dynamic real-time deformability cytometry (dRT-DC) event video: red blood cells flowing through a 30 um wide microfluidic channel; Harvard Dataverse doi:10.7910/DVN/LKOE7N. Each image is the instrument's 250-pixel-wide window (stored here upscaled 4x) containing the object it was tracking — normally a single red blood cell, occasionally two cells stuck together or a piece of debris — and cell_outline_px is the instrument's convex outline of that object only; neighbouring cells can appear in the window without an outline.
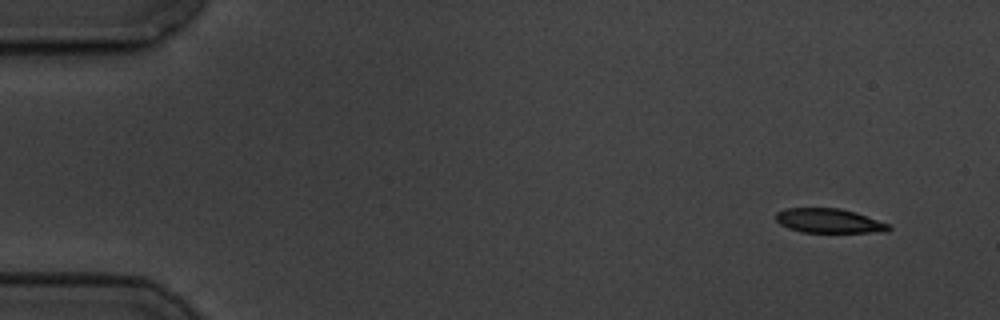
{"species": "common noctule bat (a hibernating species)", "species_latin": "Nyctalus noctula", "temperature_condition": "cold", "stored_images_in_passage": 5, "segment_of_instrument_passage": [2, 2], "camera_frame_rate_fps": 3000, "um_per_image_px": 0.085, "animal": {"sex": "male", "body_mass_g": 19.5, "forearm_length_mm": 54.6}, "frame": {"image": 1, "passage_image": 5, "time_ms": 5.333, "image_size_px": [1000, 320], "cell_outline_px": [[892, 228], [888, 232], [800, 232], [788, 228], [780, 224], [776, 220], [776, 212], [784, 208], [840, 208], [856, 212], [888, 224]], "centroid_in_image_um": [70.44, 18.77], "position_along_channel_um": 14.6, "area_um2": 16.07}}